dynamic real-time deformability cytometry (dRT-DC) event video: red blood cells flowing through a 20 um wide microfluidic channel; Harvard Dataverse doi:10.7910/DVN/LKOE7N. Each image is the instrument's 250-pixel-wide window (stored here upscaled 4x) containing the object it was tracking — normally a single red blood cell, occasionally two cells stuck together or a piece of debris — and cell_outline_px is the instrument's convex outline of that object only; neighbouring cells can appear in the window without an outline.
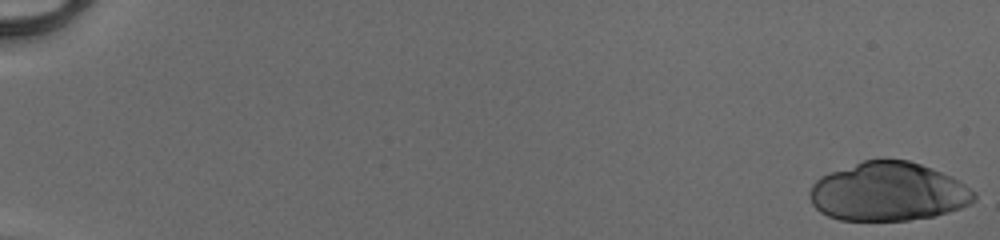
{"species": "human", "species_latin": "Homo sapiens", "temperature_condition": "cold", "stored_images_in_passage": 26, "camera_frame_rate_fps": 3000, "um_per_image_px": 0.085, "donor": {"sex": "male"}, "frame": {"image": 1, "passage_image": 1, "time_ms": 0.0, "image_size_px": [1000, 240], "cell_outline_px": [[976, 200], [960, 208], [948, 212], [932, 216], [908, 220], [840, 220], [828, 216], [820, 212], [812, 204], [812, 184], [820, 176], [828, 172], [864, 160], [908, 160], [932, 168], [964, 184], [976, 192]], "centroid_in_image_um": [75.49, 16.3], "position_along_channel_um": 9.5, "area_um2": 55.78}}
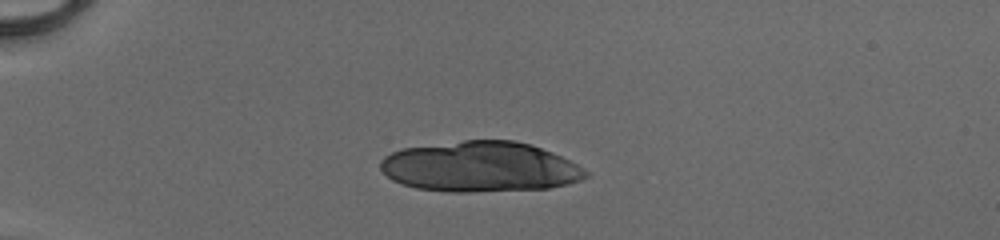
{"frame": {"image": 2, "passage_image": 15, "time_ms": 4.667, "image_size_px": [1000, 240], "cell_outline_px": [[588, 176], [580, 180], [568, 184], [548, 188], [472, 192], [452, 192], [416, 188], [400, 184], [392, 180], [380, 168], [380, 164], [384, 156], [392, 152], [404, 148], [464, 140], [512, 140], [532, 144], [552, 152], [584, 168], [588, 172]], "centroid_in_image_um": [40.81, 14.18], "position_along_channel_um": 44.2, "area_um2": 60.23}}